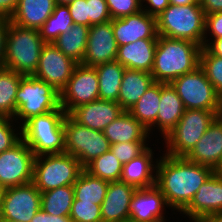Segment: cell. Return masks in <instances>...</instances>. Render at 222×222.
I'll use <instances>...</instances> for the list:
<instances>
[{"mask_svg":"<svg viewBox=\"0 0 222 222\" xmlns=\"http://www.w3.org/2000/svg\"><path fill=\"white\" fill-rule=\"evenodd\" d=\"M203 47H205L211 54L222 57V38L204 40Z\"/></svg>","mask_w":222,"mask_h":222,"instance_id":"obj_49","label":"cell"},{"mask_svg":"<svg viewBox=\"0 0 222 222\" xmlns=\"http://www.w3.org/2000/svg\"><path fill=\"white\" fill-rule=\"evenodd\" d=\"M112 28L118 46L133 43L139 39L158 38L156 17L143 10L112 19Z\"/></svg>","mask_w":222,"mask_h":222,"instance_id":"obj_17","label":"cell"},{"mask_svg":"<svg viewBox=\"0 0 222 222\" xmlns=\"http://www.w3.org/2000/svg\"><path fill=\"white\" fill-rule=\"evenodd\" d=\"M69 217L72 222H102L101 205L74 198Z\"/></svg>","mask_w":222,"mask_h":222,"instance_id":"obj_37","label":"cell"},{"mask_svg":"<svg viewBox=\"0 0 222 222\" xmlns=\"http://www.w3.org/2000/svg\"><path fill=\"white\" fill-rule=\"evenodd\" d=\"M222 211V176L215 172L199 187L190 204L178 214L190 222Z\"/></svg>","mask_w":222,"mask_h":222,"instance_id":"obj_18","label":"cell"},{"mask_svg":"<svg viewBox=\"0 0 222 222\" xmlns=\"http://www.w3.org/2000/svg\"><path fill=\"white\" fill-rule=\"evenodd\" d=\"M74 24H83L89 27V17L86 0H74L67 3Z\"/></svg>","mask_w":222,"mask_h":222,"instance_id":"obj_43","label":"cell"},{"mask_svg":"<svg viewBox=\"0 0 222 222\" xmlns=\"http://www.w3.org/2000/svg\"><path fill=\"white\" fill-rule=\"evenodd\" d=\"M200 67L222 97V57L211 54L205 47L200 52Z\"/></svg>","mask_w":222,"mask_h":222,"instance_id":"obj_36","label":"cell"},{"mask_svg":"<svg viewBox=\"0 0 222 222\" xmlns=\"http://www.w3.org/2000/svg\"><path fill=\"white\" fill-rule=\"evenodd\" d=\"M161 151L156 166V186L173 213H181L215 171L211 167L190 162L185 157H172Z\"/></svg>","mask_w":222,"mask_h":222,"instance_id":"obj_1","label":"cell"},{"mask_svg":"<svg viewBox=\"0 0 222 222\" xmlns=\"http://www.w3.org/2000/svg\"><path fill=\"white\" fill-rule=\"evenodd\" d=\"M9 19L0 18V68L3 67Z\"/></svg>","mask_w":222,"mask_h":222,"instance_id":"obj_45","label":"cell"},{"mask_svg":"<svg viewBox=\"0 0 222 222\" xmlns=\"http://www.w3.org/2000/svg\"><path fill=\"white\" fill-rule=\"evenodd\" d=\"M193 222H222V211L209 214Z\"/></svg>","mask_w":222,"mask_h":222,"instance_id":"obj_50","label":"cell"},{"mask_svg":"<svg viewBox=\"0 0 222 222\" xmlns=\"http://www.w3.org/2000/svg\"><path fill=\"white\" fill-rule=\"evenodd\" d=\"M220 116L222 117V100H221V112H220Z\"/></svg>","mask_w":222,"mask_h":222,"instance_id":"obj_56","label":"cell"},{"mask_svg":"<svg viewBox=\"0 0 222 222\" xmlns=\"http://www.w3.org/2000/svg\"><path fill=\"white\" fill-rule=\"evenodd\" d=\"M77 65L78 63L67 57L53 43H46L40 53L38 67L33 76L51 84L61 92Z\"/></svg>","mask_w":222,"mask_h":222,"instance_id":"obj_14","label":"cell"},{"mask_svg":"<svg viewBox=\"0 0 222 222\" xmlns=\"http://www.w3.org/2000/svg\"><path fill=\"white\" fill-rule=\"evenodd\" d=\"M108 181L94 177L83 170L73 184L74 198L82 202L101 205L108 188Z\"/></svg>","mask_w":222,"mask_h":222,"instance_id":"obj_31","label":"cell"},{"mask_svg":"<svg viewBox=\"0 0 222 222\" xmlns=\"http://www.w3.org/2000/svg\"><path fill=\"white\" fill-rule=\"evenodd\" d=\"M202 46L197 43L158 35L154 64V82L170 84L181 75L200 66Z\"/></svg>","mask_w":222,"mask_h":222,"instance_id":"obj_2","label":"cell"},{"mask_svg":"<svg viewBox=\"0 0 222 222\" xmlns=\"http://www.w3.org/2000/svg\"><path fill=\"white\" fill-rule=\"evenodd\" d=\"M64 138L65 153L77 158L83 167L110 150L109 140L103 131L80 125L68 114L64 118Z\"/></svg>","mask_w":222,"mask_h":222,"instance_id":"obj_10","label":"cell"},{"mask_svg":"<svg viewBox=\"0 0 222 222\" xmlns=\"http://www.w3.org/2000/svg\"><path fill=\"white\" fill-rule=\"evenodd\" d=\"M60 107L43 115L33 116L21 126L22 139L35 157L65 152L64 118Z\"/></svg>","mask_w":222,"mask_h":222,"instance_id":"obj_3","label":"cell"},{"mask_svg":"<svg viewBox=\"0 0 222 222\" xmlns=\"http://www.w3.org/2000/svg\"><path fill=\"white\" fill-rule=\"evenodd\" d=\"M94 68L99 80V99L117 102L126 68L118 61L102 63Z\"/></svg>","mask_w":222,"mask_h":222,"instance_id":"obj_29","label":"cell"},{"mask_svg":"<svg viewBox=\"0 0 222 222\" xmlns=\"http://www.w3.org/2000/svg\"><path fill=\"white\" fill-rule=\"evenodd\" d=\"M161 82H154L143 96L128 111L134 116L147 130L157 121L160 105Z\"/></svg>","mask_w":222,"mask_h":222,"instance_id":"obj_30","label":"cell"},{"mask_svg":"<svg viewBox=\"0 0 222 222\" xmlns=\"http://www.w3.org/2000/svg\"><path fill=\"white\" fill-rule=\"evenodd\" d=\"M170 84L177 91L185 109L208 110L220 116L222 97L216 92L200 66L192 72L179 76Z\"/></svg>","mask_w":222,"mask_h":222,"instance_id":"obj_9","label":"cell"},{"mask_svg":"<svg viewBox=\"0 0 222 222\" xmlns=\"http://www.w3.org/2000/svg\"><path fill=\"white\" fill-rule=\"evenodd\" d=\"M74 0H55L56 4H67Z\"/></svg>","mask_w":222,"mask_h":222,"instance_id":"obj_53","label":"cell"},{"mask_svg":"<svg viewBox=\"0 0 222 222\" xmlns=\"http://www.w3.org/2000/svg\"><path fill=\"white\" fill-rule=\"evenodd\" d=\"M157 40L158 38L139 39L118 46L116 61L125 68L151 73Z\"/></svg>","mask_w":222,"mask_h":222,"instance_id":"obj_23","label":"cell"},{"mask_svg":"<svg viewBox=\"0 0 222 222\" xmlns=\"http://www.w3.org/2000/svg\"><path fill=\"white\" fill-rule=\"evenodd\" d=\"M136 187L125 182H109L101 204L102 222H124L129 220L130 203Z\"/></svg>","mask_w":222,"mask_h":222,"instance_id":"obj_21","label":"cell"},{"mask_svg":"<svg viewBox=\"0 0 222 222\" xmlns=\"http://www.w3.org/2000/svg\"><path fill=\"white\" fill-rule=\"evenodd\" d=\"M19 0H0V18L10 19Z\"/></svg>","mask_w":222,"mask_h":222,"instance_id":"obj_47","label":"cell"},{"mask_svg":"<svg viewBox=\"0 0 222 222\" xmlns=\"http://www.w3.org/2000/svg\"><path fill=\"white\" fill-rule=\"evenodd\" d=\"M169 5V0H142V10L153 17H158Z\"/></svg>","mask_w":222,"mask_h":222,"instance_id":"obj_44","label":"cell"},{"mask_svg":"<svg viewBox=\"0 0 222 222\" xmlns=\"http://www.w3.org/2000/svg\"><path fill=\"white\" fill-rule=\"evenodd\" d=\"M15 101L16 113L13 119L20 126L33 116L43 115L61 107L60 92L33 75L21 78Z\"/></svg>","mask_w":222,"mask_h":222,"instance_id":"obj_6","label":"cell"},{"mask_svg":"<svg viewBox=\"0 0 222 222\" xmlns=\"http://www.w3.org/2000/svg\"><path fill=\"white\" fill-rule=\"evenodd\" d=\"M149 146V142L115 143L110 145V151L124 165L142 154Z\"/></svg>","mask_w":222,"mask_h":222,"instance_id":"obj_39","label":"cell"},{"mask_svg":"<svg viewBox=\"0 0 222 222\" xmlns=\"http://www.w3.org/2000/svg\"><path fill=\"white\" fill-rule=\"evenodd\" d=\"M123 165L109 150L88 163L84 170L90 175L108 182L120 181Z\"/></svg>","mask_w":222,"mask_h":222,"instance_id":"obj_35","label":"cell"},{"mask_svg":"<svg viewBox=\"0 0 222 222\" xmlns=\"http://www.w3.org/2000/svg\"><path fill=\"white\" fill-rule=\"evenodd\" d=\"M193 163L211 167L214 171L222 161V117L217 116L208 126L207 131L185 156Z\"/></svg>","mask_w":222,"mask_h":222,"instance_id":"obj_20","label":"cell"},{"mask_svg":"<svg viewBox=\"0 0 222 222\" xmlns=\"http://www.w3.org/2000/svg\"><path fill=\"white\" fill-rule=\"evenodd\" d=\"M55 0H19L10 22L24 28L39 30L52 15Z\"/></svg>","mask_w":222,"mask_h":222,"instance_id":"obj_26","label":"cell"},{"mask_svg":"<svg viewBox=\"0 0 222 222\" xmlns=\"http://www.w3.org/2000/svg\"><path fill=\"white\" fill-rule=\"evenodd\" d=\"M216 117L213 111L185 109L175 128L161 141L166 145L162 152L172 157H185Z\"/></svg>","mask_w":222,"mask_h":222,"instance_id":"obj_8","label":"cell"},{"mask_svg":"<svg viewBox=\"0 0 222 222\" xmlns=\"http://www.w3.org/2000/svg\"><path fill=\"white\" fill-rule=\"evenodd\" d=\"M99 99V80L94 67L78 64L60 92V106L69 114L73 109Z\"/></svg>","mask_w":222,"mask_h":222,"instance_id":"obj_12","label":"cell"},{"mask_svg":"<svg viewBox=\"0 0 222 222\" xmlns=\"http://www.w3.org/2000/svg\"><path fill=\"white\" fill-rule=\"evenodd\" d=\"M30 222H72L69 216H57L38 211Z\"/></svg>","mask_w":222,"mask_h":222,"instance_id":"obj_46","label":"cell"},{"mask_svg":"<svg viewBox=\"0 0 222 222\" xmlns=\"http://www.w3.org/2000/svg\"><path fill=\"white\" fill-rule=\"evenodd\" d=\"M220 38H222V12L206 15L204 40Z\"/></svg>","mask_w":222,"mask_h":222,"instance_id":"obj_42","label":"cell"},{"mask_svg":"<svg viewBox=\"0 0 222 222\" xmlns=\"http://www.w3.org/2000/svg\"><path fill=\"white\" fill-rule=\"evenodd\" d=\"M23 76L8 68H0V116L14 118L15 98Z\"/></svg>","mask_w":222,"mask_h":222,"instance_id":"obj_32","label":"cell"},{"mask_svg":"<svg viewBox=\"0 0 222 222\" xmlns=\"http://www.w3.org/2000/svg\"><path fill=\"white\" fill-rule=\"evenodd\" d=\"M124 110L115 101L102 99L83 104L73 109L68 115L78 124L87 128L103 131L117 119Z\"/></svg>","mask_w":222,"mask_h":222,"instance_id":"obj_19","label":"cell"},{"mask_svg":"<svg viewBox=\"0 0 222 222\" xmlns=\"http://www.w3.org/2000/svg\"><path fill=\"white\" fill-rule=\"evenodd\" d=\"M46 43L39 30L20 27L9 20L3 67L22 75H33Z\"/></svg>","mask_w":222,"mask_h":222,"instance_id":"obj_5","label":"cell"},{"mask_svg":"<svg viewBox=\"0 0 222 222\" xmlns=\"http://www.w3.org/2000/svg\"><path fill=\"white\" fill-rule=\"evenodd\" d=\"M41 210V192L31 182L4 189L0 218L16 222H30Z\"/></svg>","mask_w":222,"mask_h":222,"instance_id":"obj_13","label":"cell"},{"mask_svg":"<svg viewBox=\"0 0 222 222\" xmlns=\"http://www.w3.org/2000/svg\"><path fill=\"white\" fill-rule=\"evenodd\" d=\"M3 192H4V189L0 187V213H1V204H2Z\"/></svg>","mask_w":222,"mask_h":222,"instance_id":"obj_54","label":"cell"},{"mask_svg":"<svg viewBox=\"0 0 222 222\" xmlns=\"http://www.w3.org/2000/svg\"><path fill=\"white\" fill-rule=\"evenodd\" d=\"M152 147L123 165L120 180L136 188L156 185V166L159 159L154 157ZM155 159V160H154Z\"/></svg>","mask_w":222,"mask_h":222,"instance_id":"obj_24","label":"cell"},{"mask_svg":"<svg viewBox=\"0 0 222 222\" xmlns=\"http://www.w3.org/2000/svg\"><path fill=\"white\" fill-rule=\"evenodd\" d=\"M164 195L156 186L137 188L130 203L129 220L134 222H166L168 217Z\"/></svg>","mask_w":222,"mask_h":222,"instance_id":"obj_16","label":"cell"},{"mask_svg":"<svg viewBox=\"0 0 222 222\" xmlns=\"http://www.w3.org/2000/svg\"><path fill=\"white\" fill-rule=\"evenodd\" d=\"M21 139V126L13 118L0 116V153L11 149Z\"/></svg>","mask_w":222,"mask_h":222,"instance_id":"obj_38","label":"cell"},{"mask_svg":"<svg viewBox=\"0 0 222 222\" xmlns=\"http://www.w3.org/2000/svg\"><path fill=\"white\" fill-rule=\"evenodd\" d=\"M89 27L111 21V15L105 0H86Z\"/></svg>","mask_w":222,"mask_h":222,"instance_id":"obj_41","label":"cell"},{"mask_svg":"<svg viewBox=\"0 0 222 222\" xmlns=\"http://www.w3.org/2000/svg\"><path fill=\"white\" fill-rule=\"evenodd\" d=\"M35 155L21 139L11 149L0 153V187L3 189L31 183Z\"/></svg>","mask_w":222,"mask_h":222,"instance_id":"obj_11","label":"cell"},{"mask_svg":"<svg viewBox=\"0 0 222 222\" xmlns=\"http://www.w3.org/2000/svg\"><path fill=\"white\" fill-rule=\"evenodd\" d=\"M88 32V26L74 24L52 43L67 57L78 64H82L87 47Z\"/></svg>","mask_w":222,"mask_h":222,"instance_id":"obj_28","label":"cell"},{"mask_svg":"<svg viewBox=\"0 0 222 222\" xmlns=\"http://www.w3.org/2000/svg\"><path fill=\"white\" fill-rule=\"evenodd\" d=\"M103 133L109 140L110 145L151 141L148 130L128 111H123L117 119L103 130Z\"/></svg>","mask_w":222,"mask_h":222,"instance_id":"obj_25","label":"cell"},{"mask_svg":"<svg viewBox=\"0 0 222 222\" xmlns=\"http://www.w3.org/2000/svg\"><path fill=\"white\" fill-rule=\"evenodd\" d=\"M84 167L68 153L35 157L32 183L42 193L58 187L73 185Z\"/></svg>","mask_w":222,"mask_h":222,"instance_id":"obj_7","label":"cell"},{"mask_svg":"<svg viewBox=\"0 0 222 222\" xmlns=\"http://www.w3.org/2000/svg\"><path fill=\"white\" fill-rule=\"evenodd\" d=\"M215 173L222 176V161L220 165L217 167V169L215 170Z\"/></svg>","mask_w":222,"mask_h":222,"instance_id":"obj_52","label":"cell"},{"mask_svg":"<svg viewBox=\"0 0 222 222\" xmlns=\"http://www.w3.org/2000/svg\"><path fill=\"white\" fill-rule=\"evenodd\" d=\"M170 4L182 6V5H191V4H199L198 0H169Z\"/></svg>","mask_w":222,"mask_h":222,"instance_id":"obj_51","label":"cell"},{"mask_svg":"<svg viewBox=\"0 0 222 222\" xmlns=\"http://www.w3.org/2000/svg\"><path fill=\"white\" fill-rule=\"evenodd\" d=\"M206 15L200 4H170L156 17L157 34L187 40L203 47Z\"/></svg>","mask_w":222,"mask_h":222,"instance_id":"obj_4","label":"cell"},{"mask_svg":"<svg viewBox=\"0 0 222 222\" xmlns=\"http://www.w3.org/2000/svg\"><path fill=\"white\" fill-rule=\"evenodd\" d=\"M0 222H16V221H11V220H8V219H2V218H0Z\"/></svg>","mask_w":222,"mask_h":222,"instance_id":"obj_55","label":"cell"},{"mask_svg":"<svg viewBox=\"0 0 222 222\" xmlns=\"http://www.w3.org/2000/svg\"><path fill=\"white\" fill-rule=\"evenodd\" d=\"M74 201L73 185L41 193V210L47 214L69 216Z\"/></svg>","mask_w":222,"mask_h":222,"instance_id":"obj_33","label":"cell"},{"mask_svg":"<svg viewBox=\"0 0 222 222\" xmlns=\"http://www.w3.org/2000/svg\"><path fill=\"white\" fill-rule=\"evenodd\" d=\"M205 15L222 12V0H198Z\"/></svg>","mask_w":222,"mask_h":222,"instance_id":"obj_48","label":"cell"},{"mask_svg":"<svg viewBox=\"0 0 222 222\" xmlns=\"http://www.w3.org/2000/svg\"><path fill=\"white\" fill-rule=\"evenodd\" d=\"M118 45L114 37L112 20L89 27L87 47L82 65L95 67L116 61Z\"/></svg>","mask_w":222,"mask_h":222,"instance_id":"obj_15","label":"cell"},{"mask_svg":"<svg viewBox=\"0 0 222 222\" xmlns=\"http://www.w3.org/2000/svg\"><path fill=\"white\" fill-rule=\"evenodd\" d=\"M111 19L122 18L142 10V0H105Z\"/></svg>","mask_w":222,"mask_h":222,"instance_id":"obj_40","label":"cell"},{"mask_svg":"<svg viewBox=\"0 0 222 222\" xmlns=\"http://www.w3.org/2000/svg\"><path fill=\"white\" fill-rule=\"evenodd\" d=\"M185 107L179 98L177 91L171 86L161 82L160 105L156 123L148 130L152 137L155 128L158 130L161 139L165 138L175 128L183 116Z\"/></svg>","mask_w":222,"mask_h":222,"instance_id":"obj_22","label":"cell"},{"mask_svg":"<svg viewBox=\"0 0 222 222\" xmlns=\"http://www.w3.org/2000/svg\"><path fill=\"white\" fill-rule=\"evenodd\" d=\"M153 83L151 73L126 68L117 103L124 111H129Z\"/></svg>","mask_w":222,"mask_h":222,"instance_id":"obj_27","label":"cell"},{"mask_svg":"<svg viewBox=\"0 0 222 222\" xmlns=\"http://www.w3.org/2000/svg\"><path fill=\"white\" fill-rule=\"evenodd\" d=\"M74 25L67 4H56L52 15L39 29L45 43H52Z\"/></svg>","mask_w":222,"mask_h":222,"instance_id":"obj_34","label":"cell"}]
</instances>
